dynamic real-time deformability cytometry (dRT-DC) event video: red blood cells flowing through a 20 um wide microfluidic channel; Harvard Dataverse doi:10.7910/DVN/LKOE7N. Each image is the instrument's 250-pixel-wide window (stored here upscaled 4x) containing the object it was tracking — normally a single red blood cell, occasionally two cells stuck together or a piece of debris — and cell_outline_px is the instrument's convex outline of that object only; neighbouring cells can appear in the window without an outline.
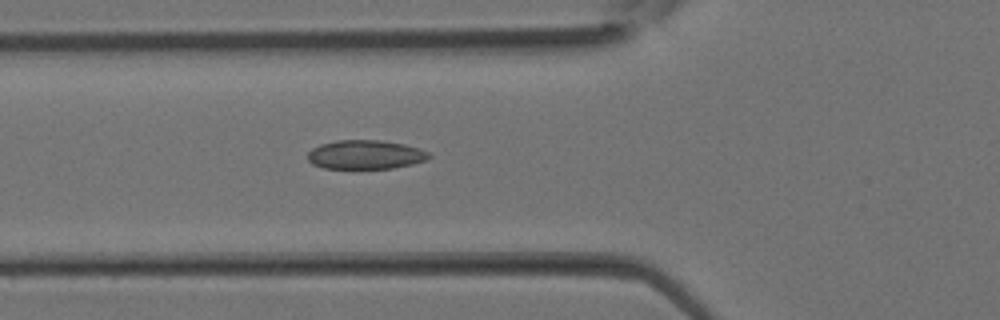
{"species": "Egyptian fruit bat (a non-hibernating species)", "species_latin": "Rousettus aegyptiacus", "temperature_condition": "room temperature", "stored_images_in_passage": 33, "camera_frame_rate_fps": 3000, "um_per_image_px": 0.085, "animal": {"sex": "female"}, "frame": {"image": 1, "passage_image": 11, "time_ms": 3.333, "image_size_px": [1000, 320], "cell_outline_px": [[432, 156], [424, 160], [412, 164], [392, 168], [324, 168], [312, 164], [308, 160], [308, 152], [312, 148], [320, 144], [336, 140], [380, 140], [404, 144], [428, 152]], "centroid_in_image_um": [31.02, 13.14], "position_along_channel_um": 94.8, "area_um2": 20.35}}
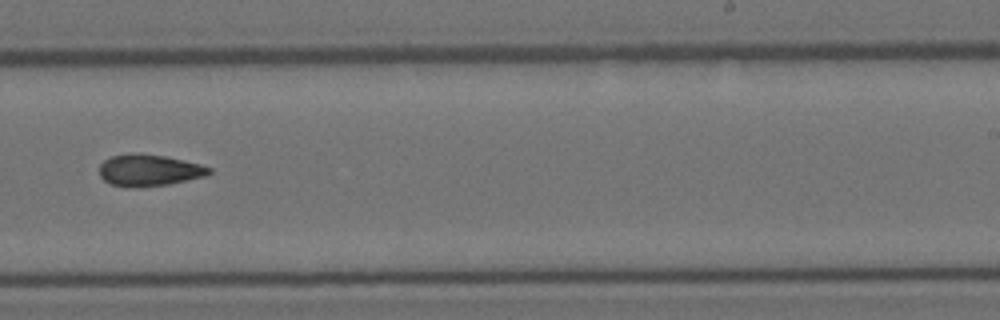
{"frame": {"image": 2, "passage_image": 20, "time_ms": 6.333, "image_size_px": [1000, 320], "cell_outline_px": [[212, 172], [204, 176], [168, 184], [112, 184], [104, 180], [100, 176], [100, 164], [104, 160], [112, 156], [136, 152], [164, 156], [200, 164], [212, 168]], "centroid_in_image_um": [12.69, 14.41], "position_along_channel_um": 276.3, "area_um2": 19.31}}
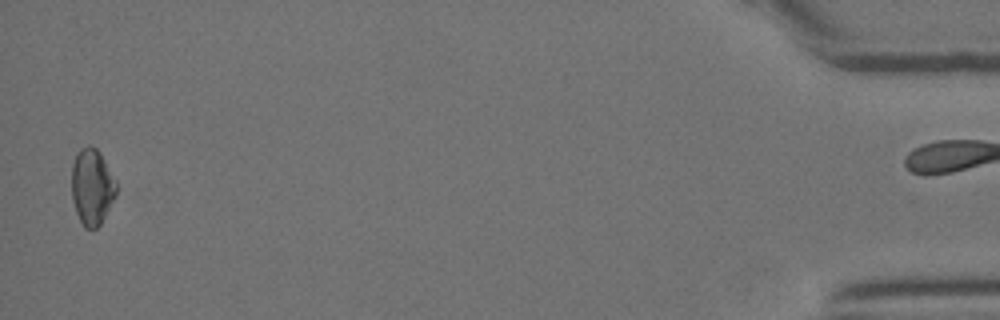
{"frame": {"image": 3, "passage_image": 32, "time_ms": 10.333, "image_size_px": [1000, 320], "cell_outline_px": [[116, 196], [100, 224], [96, 228], [84, 228], [76, 212], [72, 200], [72, 164], [76, 152], [80, 148], [88, 144], [92, 144], [100, 152], [116, 180]], "centroid_in_image_um": [7.81, 15.83], "position_along_channel_um": 427.4, "area_um2": 20.0}}